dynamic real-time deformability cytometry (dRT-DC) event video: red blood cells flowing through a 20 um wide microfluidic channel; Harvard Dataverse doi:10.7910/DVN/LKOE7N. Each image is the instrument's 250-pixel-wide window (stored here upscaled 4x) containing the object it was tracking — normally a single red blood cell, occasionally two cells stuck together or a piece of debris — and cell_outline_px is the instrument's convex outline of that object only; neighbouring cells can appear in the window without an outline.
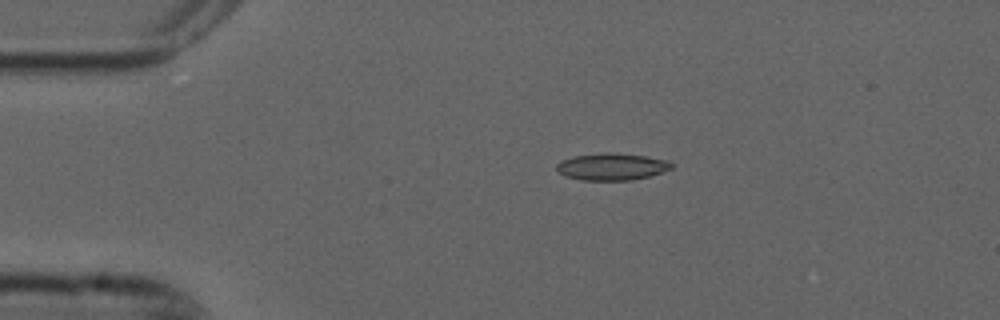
{"species": "common noctule bat (a hibernating species)", "species_latin": "Nyctalus noctula", "temperature_condition": "cold", "stored_images_in_passage": 3, "camera_frame_rate_fps": 3000, "um_per_image_px": 0.085, "animal": {"sex": "male", "forearm_length_mm": 52.5}, "frame": {"image": 1, "passage_image": 2, "time_ms": 0.333, "image_size_px": [1000, 320], "cell_outline_px": [[672, 168], [648, 176], [632, 180], [580, 180], [568, 176], [560, 172], [556, 168], [556, 164], [572, 156], [604, 152], [612, 152], [648, 156], [668, 160], [672, 164]], "centroid_in_image_um": [52.01, 14.15], "position_along_channel_um": 33.0, "area_um2": 17.98}}